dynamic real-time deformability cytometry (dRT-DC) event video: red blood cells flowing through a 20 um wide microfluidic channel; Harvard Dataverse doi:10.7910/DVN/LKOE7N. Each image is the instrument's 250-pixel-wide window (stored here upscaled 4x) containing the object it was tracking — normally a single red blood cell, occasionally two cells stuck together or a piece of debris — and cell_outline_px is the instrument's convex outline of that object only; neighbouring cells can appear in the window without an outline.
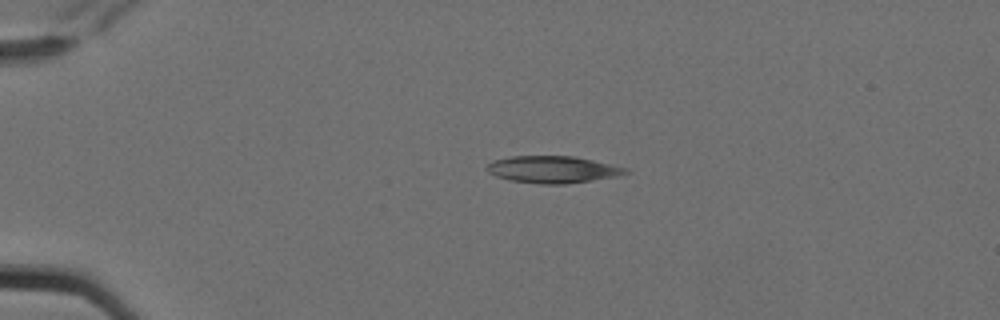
{"species": "Egyptian fruit bat (a non-hibernating species)", "species_latin": "Rousettus aegyptiacus", "temperature_condition": "cold", "stored_images_in_passage": 11, "camera_frame_rate_fps": 3000, "um_per_image_px": 0.085, "animal": {"sex": "female"}, "frame": {"image": 1, "passage_image": 1, "time_ms": 0.0, "image_size_px": [1000, 320], "cell_outline_px": [[632, 172], [620, 176], [564, 184], [540, 184], [508, 180], [496, 176], [488, 172], [484, 168], [492, 160], [512, 156], [576, 156], [628, 168]], "centroid_in_image_um": [47.0, 14.4], "position_along_channel_um": 38.0, "area_um2": 22.08}}
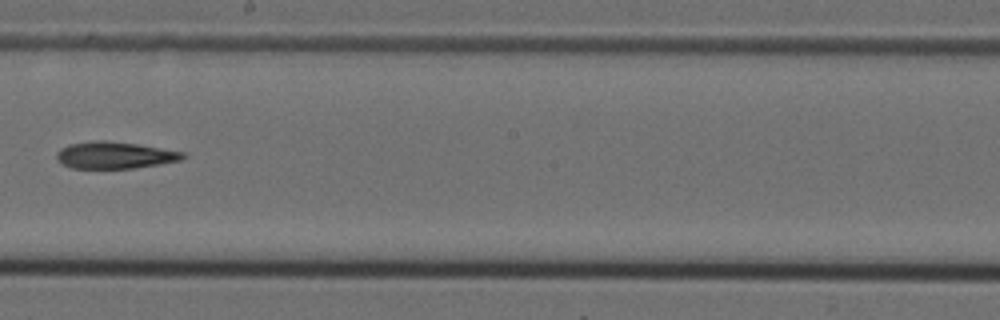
{"frame": {"image": 2, "passage_image": 6, "time_ms": 1.667, "image_size_px": [1000, 320], "cell_outline_px": [[188, 156], [180, 160], [160, 164], [132, 168], [72, 168], [60, 164], [56, 156], [56, 152], [60, 148], [68, 144], [96, 140], [104, 140], [136, 144], [184, 152]], "centroid_in_image_um": [9.71, 13.19], "position_along_channel_um": 238.5, "area_um2": 19.77}}
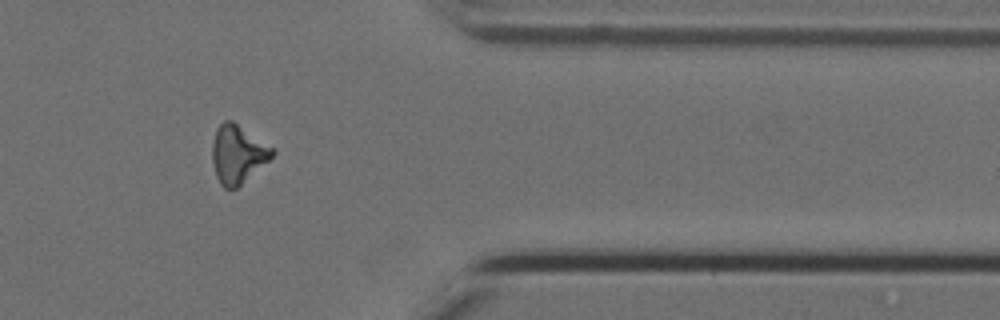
{"frame": {"image": 3, "passage_image": 10, "time_ms": 3.0, "image_size_px": [1000, 320], "cell_outline_px": [[276, 152], [268, 160], [236, 188], [224, 188], [220, 184], [216, 176], [212, 160], [212, 144], [216, 128], [224, 120], [232, 120], [276, 148]], "centroid_in_image_um": [20.21, 13.06], "position_along_channel_um": 391.2, "area_um2": 20.35}}